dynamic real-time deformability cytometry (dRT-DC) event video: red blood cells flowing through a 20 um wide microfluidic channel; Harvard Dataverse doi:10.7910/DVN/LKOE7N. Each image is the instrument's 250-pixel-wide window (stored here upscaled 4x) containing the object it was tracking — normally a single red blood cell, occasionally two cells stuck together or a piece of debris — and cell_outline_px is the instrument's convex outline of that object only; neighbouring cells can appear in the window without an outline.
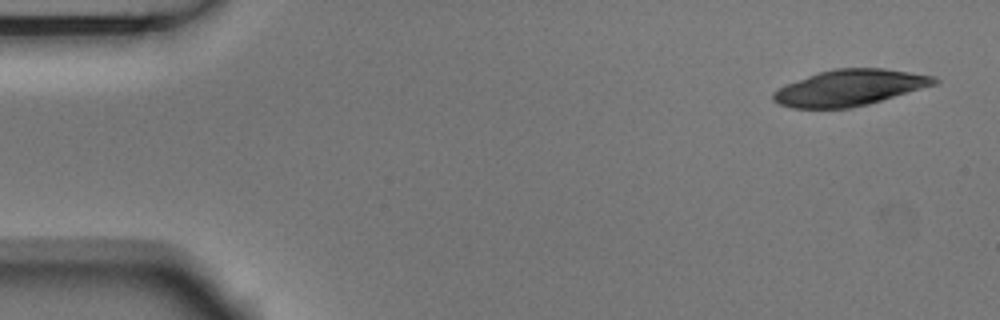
{"species": "Egyptian fruit bat (a non-hibernating species)", "species_latin": "Rousettus aegyptiacus", "temperature_condition": "room temperature", "stored_images_in_passage": 4, "camera_frame_rate_fps": 3000, "um_per_image_px": 0.085, "animal": {"sex": "male"}, "frame": {"image": 1, "passage_image": 1, "time_ms": 0.0, "image_size_px": [1000, 320], "cell_outline_px": [[940, 80], [936, 84], [868, 104], [848, 108], [792, 108], [780, 104], [772, 100], [772, 92], [784, 84], [820, 72], [836, 68], [884, 68], [932, 76]], "centroid_in_image_um": [72.17, 7.46], "position_along_channel_um": 12.8, "area_um2": 33.58}}